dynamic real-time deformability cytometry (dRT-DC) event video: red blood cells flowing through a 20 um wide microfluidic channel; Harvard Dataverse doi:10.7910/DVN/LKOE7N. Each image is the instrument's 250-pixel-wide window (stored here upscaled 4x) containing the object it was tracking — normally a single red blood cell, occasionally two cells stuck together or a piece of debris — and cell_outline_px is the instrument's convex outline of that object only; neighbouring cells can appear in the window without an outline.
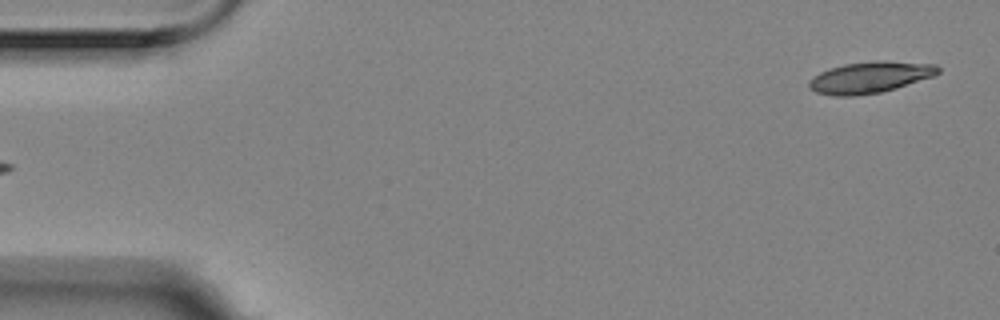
{"species": "Egyptian fruit bat (a non-hibernating species)", "species_latin": "Rousettus aegyptiacus", "temperature_condition": "room temperature", "stored_images_in_passage": 4, "segment_of_instrument_passage": [2, 2], "camera_frame_rate_fps": 3000, "um_per_image_px": 0.085, "animal": {"sex": "female"}, "frame": {"image": 1, "passage_image": 4, "time_ms": 1.0, "image_size_px": [1000, 320], "cell_outline_px": [[940, 72], [932, 76], [896, 88], [880, 92], [852, 96], [836, 96], [816, 92], [808, 88], [808, 80], [820, 72], [828, 68], [844, 64], [876, 60], [880, 60], [936, 64], [940, 68]], "centroid_in_image_um": [73.92, 6.56], "position_along_channel_um": 11.1, "area_um2": 23.58}}